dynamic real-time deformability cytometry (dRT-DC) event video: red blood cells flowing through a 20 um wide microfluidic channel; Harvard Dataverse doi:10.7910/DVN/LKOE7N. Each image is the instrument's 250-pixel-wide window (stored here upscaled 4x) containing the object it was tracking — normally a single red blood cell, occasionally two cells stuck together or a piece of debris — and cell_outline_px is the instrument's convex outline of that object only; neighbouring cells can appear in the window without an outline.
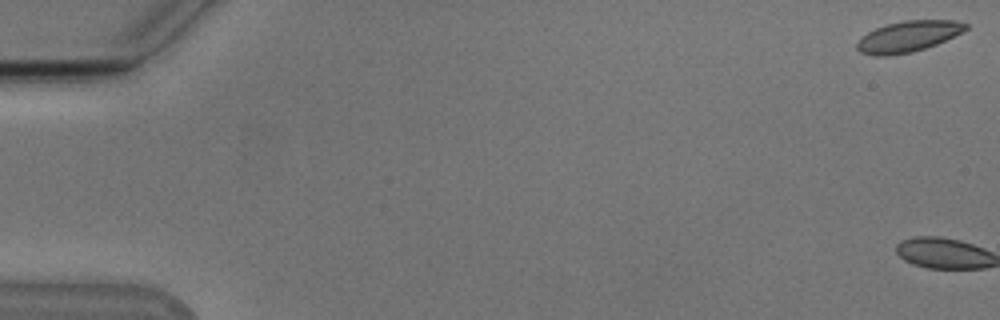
{"species": "Egyptian fruit bat (a non-hibernating species)", "species_latin": "Rousettus aegyptiacus", "temperature_condition": "cold", "stored_images_in_passage": 2, "camera_frame_rate_fps": 3000, "um_per_image_px": 0.085, "animal": {"sex": "male"}, "frame": {"image": 1, "passage_image": 1, "time_ms": 0.0, "image_size_px": [1000, 320], "cell_outline_px": [[968, 28], [936, 44], [912, 52], [888, 56], [876, 56], [860, 52], [856, 48], [856, 44], [868, 32], [876, 28], [888, 24], [904, 20], [952, 20], [968, 24]], "centroid_in_image_um": [77.17, 3.1], "position_along_channel_um": 7.8, "area_um2": 19.25}}